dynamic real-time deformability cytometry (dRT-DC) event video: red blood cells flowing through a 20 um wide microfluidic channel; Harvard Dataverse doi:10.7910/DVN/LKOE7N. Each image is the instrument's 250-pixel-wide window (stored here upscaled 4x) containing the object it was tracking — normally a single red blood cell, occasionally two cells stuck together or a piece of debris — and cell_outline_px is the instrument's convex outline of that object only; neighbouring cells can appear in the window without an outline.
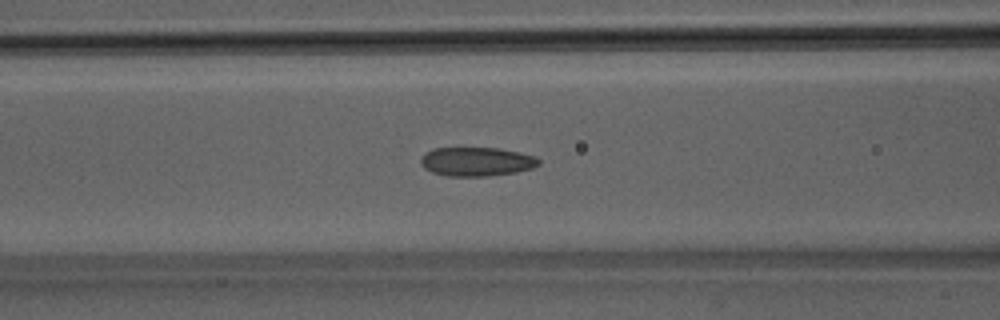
{"species": "Egyptian fruit bat (a non-hibernating species)", "species_latin": "Rousettus aegyptiacus", "temperature_condition": "room temperature", "stored_images_in_passage": 42, "camera_frame_rate_fps": 3000, "um_per_image_px": 0.085, "animal": {"sex": "male"}, "frame": {"image": 1, "passage_image": 12, "time_ms": 3.667, "image_size_px": [1000, 320], "cell_outline_px": [[540, 164], [532, 168], [516, 172], [488, 176], [448, 176], [432, 172], [424, 168], [420, 164], [420, 160], [424, 152], [432, 148], [496, 148], [520, 152], [532, 156], [540, 160]], "centroid_in_image_um": [40.47, 13.74], "position_along_channel_um": 126.1, "area_um2": 19.94}}
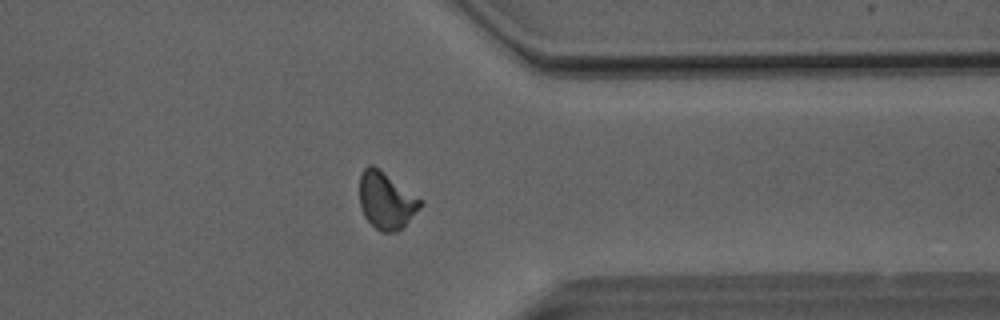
{"frame": {"image": 2, "passage_image": 31, "time_ms": 10.0, "image_size_px": [1000, 320], "cell_outline_px": [[424, 204], [396, 232], [380, 232], [364, 216], [360, 208], [360, 176], [364, 168], [368, 164], [372, 164], [424, 200]], "centroid_in_image_um": [32.83, 17.03], "position_along_channel_um": 378.6, "area_um2": 20.06}}
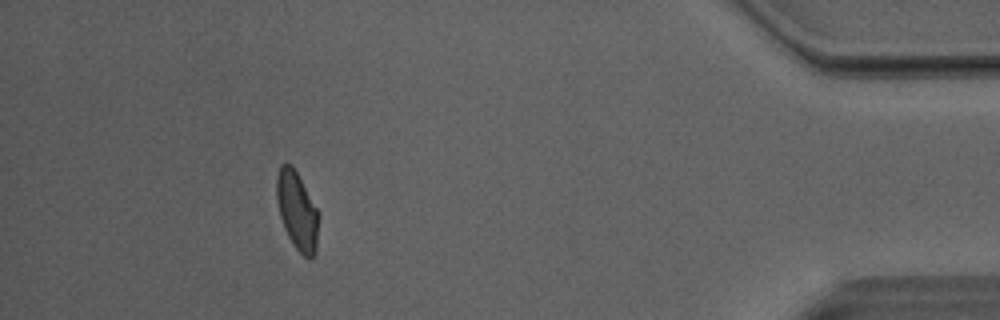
{"frame": {"image": 3, "passage_image": 37, "time_ms": 12.0, "image_size_px": [1000, 320], "cell_outline_px": [[320, 212], [316, 252], [312, 260], [308, 260], [292, 244], [284, 228], [280, 216], [276, 200], [276, 176], [280, 164], [292, 164]], "centroid_in_image_um": [25.27, 17.93], "position_along_channel_um": 409.9, "area_um2": 19.65}, "authors_computed_cell_mechanics": {"area_um2": 19.8832, "velocity_mm_per_s": 4.0835, "shape_relaxation_time_tau1_ms": 8.6187, "shape_relaxation_time_tau2_ms": 1.4536, "deformation_change_tau1": 0.1757, "deformation_change_tau2": 0.0722}}